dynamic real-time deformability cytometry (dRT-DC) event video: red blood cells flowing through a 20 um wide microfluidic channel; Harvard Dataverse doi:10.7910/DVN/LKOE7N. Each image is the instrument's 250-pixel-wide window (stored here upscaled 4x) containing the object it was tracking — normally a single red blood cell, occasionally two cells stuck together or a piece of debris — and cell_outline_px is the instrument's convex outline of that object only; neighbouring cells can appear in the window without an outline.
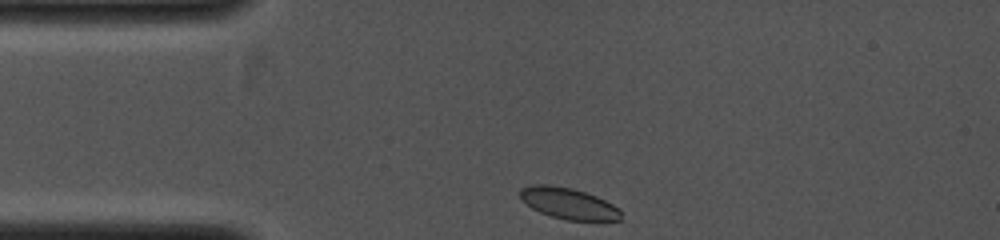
{"species": "common noctule bat (a hibernating species)", "species_latin": "Nyctalus noctula", "temperature_condition": "cold", "stored_images_in_passage": 30, "camera_frame_rate_fps": 4000, "um_per_image_px": 0.085, "animal": {"sex": "female", "body_mass_g": 19.0, "forearm_length_mm": 53.3}, "frame": {"image": 1, "passage_image": 1, "time_ms": 0.0, "image_size_px": [1000, 240], "cell_outline_px": [[620, 220], [568, 220], [552, 216], [540, 212], [532, 208], [520, 196], [520, 188], [532, 184], [548, 184], [572, 188], [596, 196], [620, 208]], "centroid_in_image_um": [48.31, 17.27], "position_along_channel_um": 36.7, "area_um2": 18.09}}
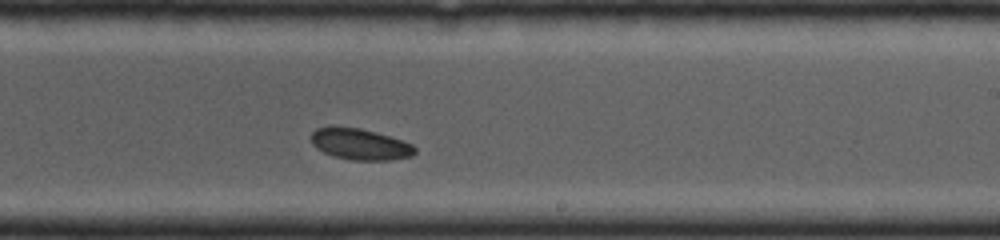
{"frame": {"image": 2, "passage_image": 18, "time_ms": 4.25, "image_size_px": [1000, 240], "cell_outline_px": [[416, 152], [412, 156], [392, 160], [352, 160], [332, 156], [316, 148], [312, 144], [312, 132], [316, 128], [332, 124], [360, 128], [388, 136], [412, 144], [416, 148]], "centroid_in_image_um": [30.56, 12.24], "position_along_channel_um": 258.4, "area_um2": 19.13}}
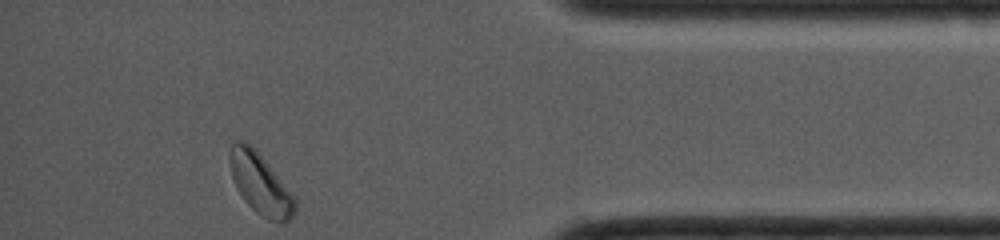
{"frame": {"image": 3, "passage_image": 30, "time_ms": 7.25, "image_size_px": [1000, 240], "cell_outline_px": [[296, 212], [292, 220], [268, 220], [256, 212], [244, 200], [232, 176], [228, 160], [228, 152], [232, 144], [236, 140], [244, 140], [256, 148], [296, 200]], "centroid_in_image_um": [22.1, 15.58], "position_along_channel_um": 413.1, "area_um2": 22.89}}